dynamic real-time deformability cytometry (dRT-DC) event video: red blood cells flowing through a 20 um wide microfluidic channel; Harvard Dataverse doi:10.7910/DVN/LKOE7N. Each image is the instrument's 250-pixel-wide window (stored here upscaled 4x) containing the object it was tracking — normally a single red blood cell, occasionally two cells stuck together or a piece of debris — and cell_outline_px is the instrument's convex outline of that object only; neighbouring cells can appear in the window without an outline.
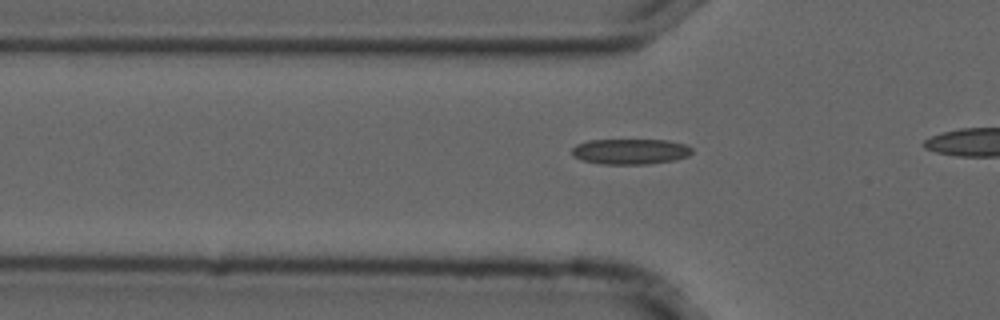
{"species": "common noctule bat (a hibernating species)", "species_latin": "Nyctalus noctula", "temperature_condition": "cold", "stored_images_in_passage": 16, "camera_frame_rate_fps": 3000, "um_per_image_px": 0.085, "animal": {"sex": "male", "forearm_length_mm": 52.5}, "frame": {"image": 1, "passage_image": 10, "time_ms": 3.0, "image_size_px": [1000, 320], "cell_outline_px": [[692, 152], [688, 156], [676, 160], [648, 164], [600, 164], [580, 160], [572, 156], [572, 148], [576, 144], [588, 140], [668, 140], [688, 144], [692, 148]], "centroid_in_image_um": [53.58, 12.88], "position_along_channel_um": 72.2, "area_um2": 18.15}}
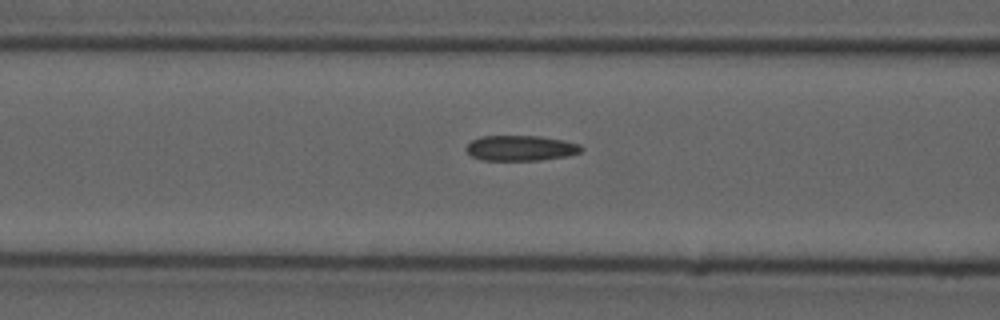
{"frame": {"image": 2, "passage_image": 14, "time_ms": 4.333, "image_size_px": [1000, 320], "cell_outline_px": [[584, 148], [580, 152], [568, 156], [540, 160], [480, 160], [472, 156], [464, 148], [472, 140], [480, 136], [540, 136], [564, 140], [580, 144]], "centroid_in_image_um": [44.27, 12.58], "position_along_channel_um": 122.3, "area_um2": 17.11}}